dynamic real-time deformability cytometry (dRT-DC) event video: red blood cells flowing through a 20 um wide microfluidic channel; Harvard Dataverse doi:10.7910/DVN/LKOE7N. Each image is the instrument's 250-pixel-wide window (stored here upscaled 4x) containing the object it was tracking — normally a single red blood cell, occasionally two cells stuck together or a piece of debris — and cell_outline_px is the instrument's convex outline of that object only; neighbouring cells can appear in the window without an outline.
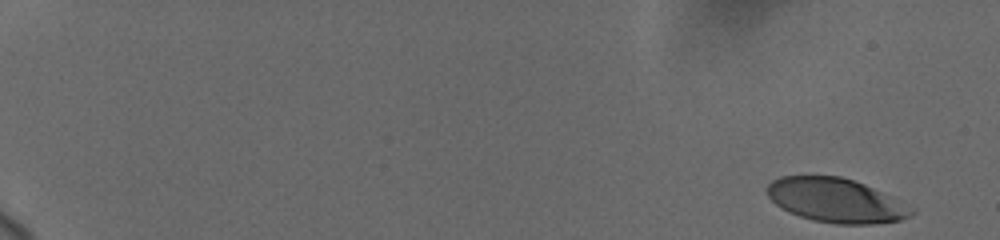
{"species": "human", "species_latin": "Homo sapiens", "temperature_condition": "cold", "stored_images_in_passage": 13, "camera_frame_rate_fps": 3000, "um_per_image_px": 0.085, "donor": {"sex": "female"}, "frame": {"image": 1, "passage_image": 1, "time_ms": 0.0, "image_size_px": [1000, 240], "cell_outline_px": [[916, 212], [900, 220], [872, 224], [836, 224], [812, 220], [788, 212], [780, 208], [768, 196], [764, 188], [772, 180], [780, 176], [840, 176], [864, 184], [892, 196], [916, 208]], "centroid_in_image_um": [71.05, 17.03], "position_along_channel_um": 14.0, "area_um2": 37.4}}
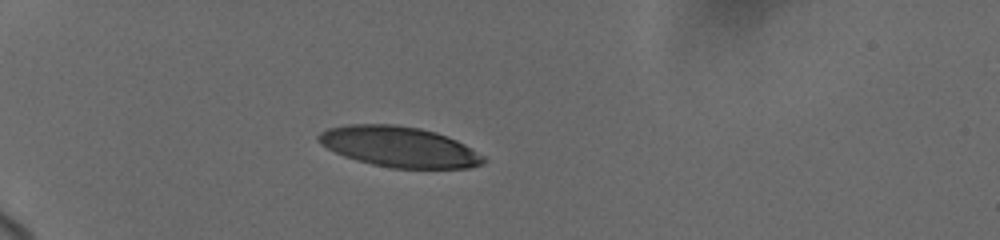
{"frame": {"image": 2, "passage_image": 11, "time_ms": 5.333, "image_size_px": [1000, 240], "cell_outline_px": [[488, 160], [484, 164], [468, 168], [392, 168], [372, 164], [356, 160], [344, 156], [320, 144], [316, 140], [316, 136], [320, 132], [328, 128], [348, 124], [392, 124], [420, 128], [436, 132], [456, 140], [464, 144], [484, 156]], "centroid_in_image_um": [33.92, 12.47], "position_along_channel_um": 51.1, "area_um2": 39.02}}
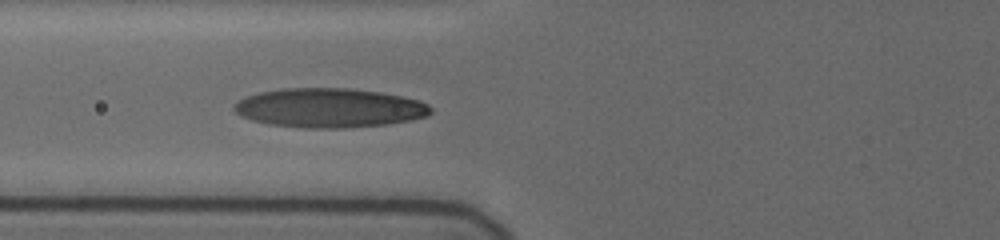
{"frame": {"image": 3, "passage_image": 13, "time_ms": 7.667, "image_size_px": [1000, 240], "cell_outline_px": [[432, 112], [428, 116], [412, 120], [388, 124], [340, 128], [304, 128], [268, 124], [252, 120], [240, 116], [232, 108], [232, 104], [236, 100], [244, 96], [260, 92], [284, 88], [348, 88], [380, 92], [420, 100], [428, 104], [432, 108]], "centroid_in_image_um": [27.96, 9.17], "position_along_channel_um": 97.8, "area_um2": 45.37}}